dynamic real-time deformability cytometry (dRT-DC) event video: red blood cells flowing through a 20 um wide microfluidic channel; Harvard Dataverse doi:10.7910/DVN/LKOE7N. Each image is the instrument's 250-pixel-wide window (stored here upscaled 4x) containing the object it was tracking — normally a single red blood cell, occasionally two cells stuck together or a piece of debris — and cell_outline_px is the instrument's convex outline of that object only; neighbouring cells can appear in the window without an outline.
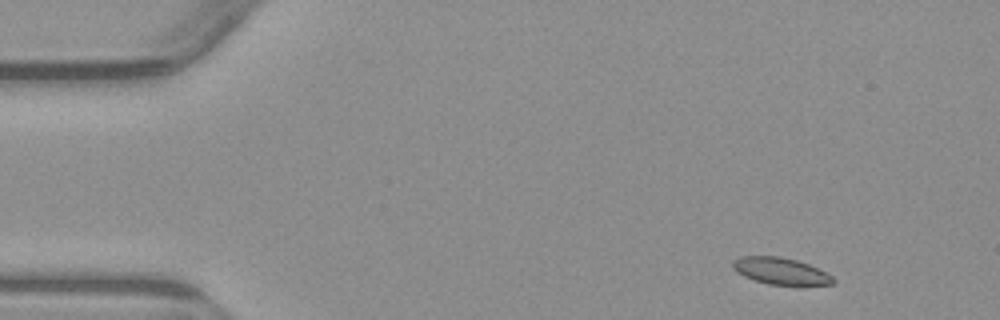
{"species": "common noctule bat (a hibernating species)", "species_latin": "Nyctalus noctula", "temperature_condition": "warm", "stored_images_in_passage": 5, "camera_frame_rate_fps": 3000, "um_per_image_px": 0.085, "animal": {"sex": "male", "body_mass_g": 23.1, "forearm_length_mm": 52.7}, "frame": {"image": 1, "passage_image": 1, "time_ms": 0.0, "image_size_px": [1000, 320], "cell_outline_px": [[836, 280], [832, 284], [768, 284], [744, 276], [736, 272], [732, 268], [732, 260], [740, 256], [780, 256], [796, 260], [808, 264], [832, 276]], "centroid_in_image_um": [66.29, 23.01], "position_along_channel_um": 18.7, "area_um2": 15.37}}
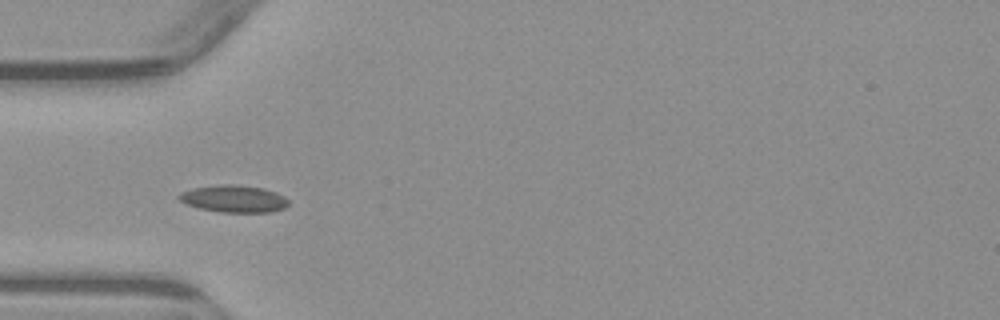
{"frame": {"image": 2, "passage_image": 4, "time_ms": 3.667, "image_size_px": [1000, 320], "cell_outline_px": [[288, 204], [284, 208], [272, 212], [220, 212], [200, 208], [188, 204], [180, 200], [176, 196], [180, 192], [192, 188], [216, 184], [236, 184], [264, 188], [276, 192], [284, 196], [288, 200]], "centroid_in_image_um": [19.87, 16.88], "position_along_channel_um": 65.1, "area_um2": 17.46}}
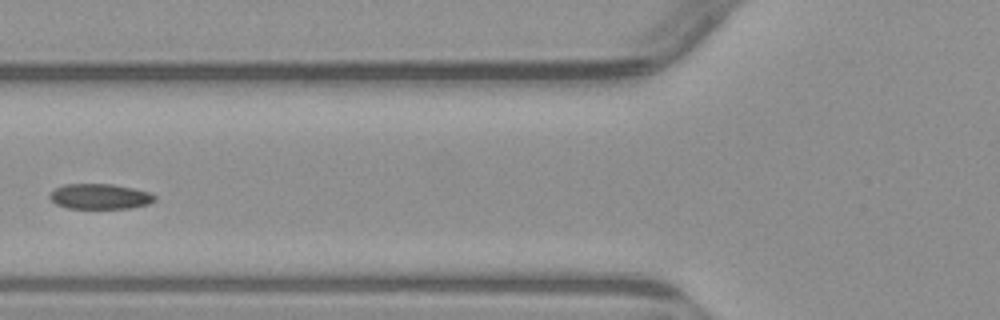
{"frame": {"image": 3, "passage_image": 5, "time_ms": 5.0, "image_size_px": [1000, 320], "cell_outline_px": [[156, 200], [148, 204], [128, 208], [68, 208], [56, 204], [48, 196], [56, 188], [64, 184], [112, 184], [152, 192], [156, 196]], "centroid_in_image_um": [8.52, 16.69], "position_along_channel_um": 117.3, "area_um2": 15.43}}